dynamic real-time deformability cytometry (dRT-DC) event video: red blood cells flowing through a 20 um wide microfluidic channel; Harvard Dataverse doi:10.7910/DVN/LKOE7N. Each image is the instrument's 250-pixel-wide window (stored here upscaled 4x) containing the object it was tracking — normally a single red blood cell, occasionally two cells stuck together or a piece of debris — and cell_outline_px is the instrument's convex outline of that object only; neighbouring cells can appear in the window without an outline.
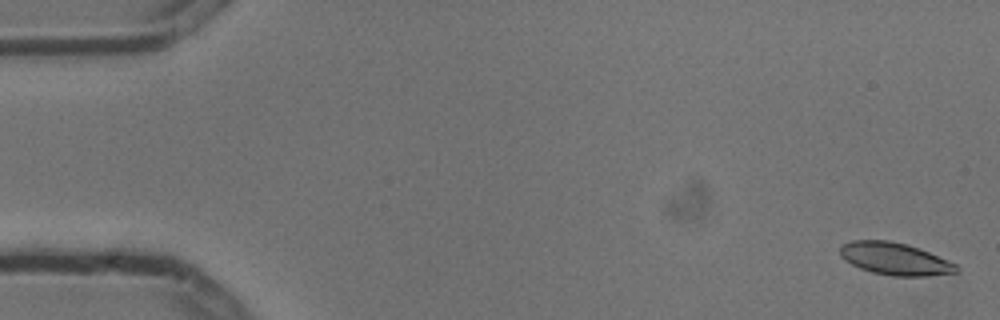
{"species": "common noctule bat (a hibernating species)", "species_latin": "Nyctalus noctula", "temperature_condition": "cold", "stored_images_in_passage": 5, "camera_frame_rate_fps": 3000, "um_per_image_px": 0.085, "animal": {"sex": "male", "body_mass_g": 13.3}, "frame": {"image": 1, "passage_image": 1, "time_ms": 0.0, "image_size_px": [1000, 320], "cell_outline_px": [[960, 272], [928, 276], [892, 276], [872, 272], [860, 268], [844, 260], [840, 256], [840, 244], [852, 240], [888, 240], [920, 248], [956, 264], [960, 268]], "centroid_in_image_um": [76.06, 22.0], "position_along_channel_um": 8.9, "area_um2": 22.02}}
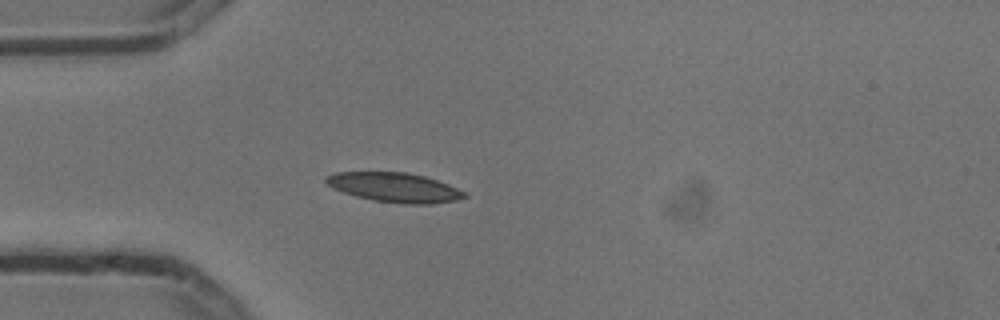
{"frame": {"image": 2, "passage_image": 5, "time_ms": 1.333, "image_size_px": [1000, 320], "cell_outline_px": [[468, 196], [456, 200], [432, 204], [404, 204], [372, 200], [356, 196], [332, 188], [324, 180], [324, 176], [336, 172], [408, 172], [424, 176], [448, 184], [464, 192]], "centroid_in_image_um": [33.51, 15.93], "position_along_channel_um": 51.5, "area_um2": 23.76}}